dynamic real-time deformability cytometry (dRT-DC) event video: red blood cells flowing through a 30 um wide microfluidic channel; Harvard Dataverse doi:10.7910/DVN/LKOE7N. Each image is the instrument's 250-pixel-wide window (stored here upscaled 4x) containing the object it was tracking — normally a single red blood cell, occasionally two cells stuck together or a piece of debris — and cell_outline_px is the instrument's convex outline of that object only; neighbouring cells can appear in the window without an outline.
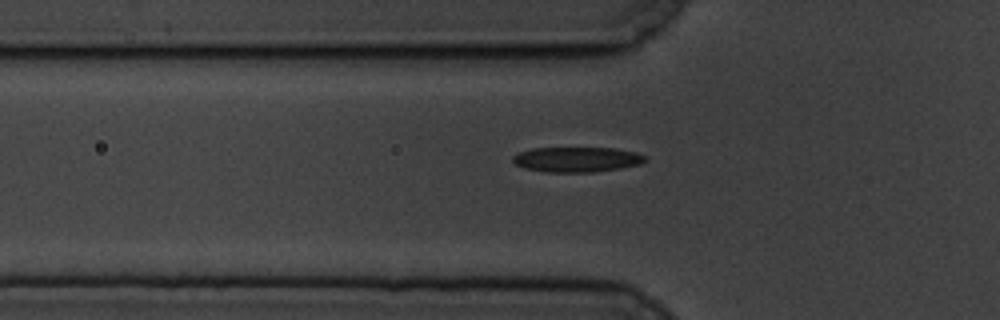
{"species": "common noctule bat (a hibernating species)", "species_latin": "Nyctalus noctula", "temperature_condition": "cold", "stored_images_in_passage": 46, "camera_frame_rate_fps": 3000, "um_per_image_px": 0.085, "animal": {"sex": "male", "body_mass_g": 19.5, "forearm_length_mm": 54.6}, "frame": {"image": 1, "passage_image": 9, "time_ms": 2.667, "image_size_px": [1000, 320], "cell_outline_px": [[648, 160], [640, 164], [620, 168], [592, 172], [544, 172], [524, 168], [516, 164], [512, 160], [512, 156], [520, 152], [532, 148], [616, 148], [636, 152], [648, 156]], "centroid_in_image_um": [49.06, 13.55], "position_along_channel_um": 76.7, "area_um2": 19.48}}
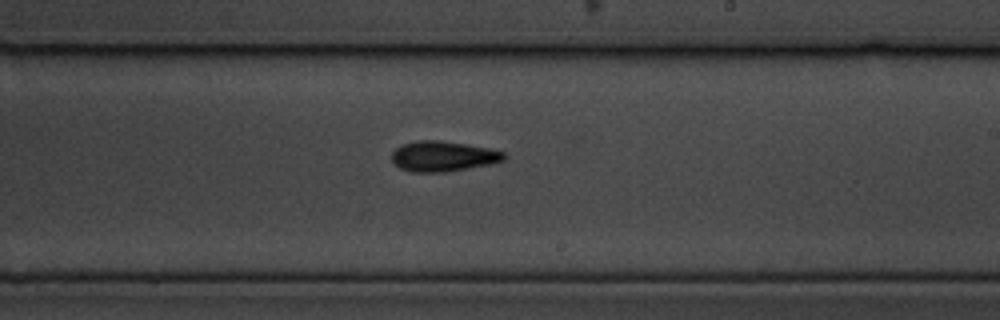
{"frame": {"image": 2, "passage_image": 24, "time_ms": 7.667, "image_size_px": [1000, 320], "cell_outline_px": [[504, 160], [488, 164], [444, 172], [412, 172], [400, 168], [392, 160], [392, 152], [396, 148], [404, 144], [416, 140], [440, 140], [488, 148], [504, 152]], "centroid_in_image_um": [37.62, 13.28], "position_along_channel_um": 251.4, "area_um2": 19.48}}
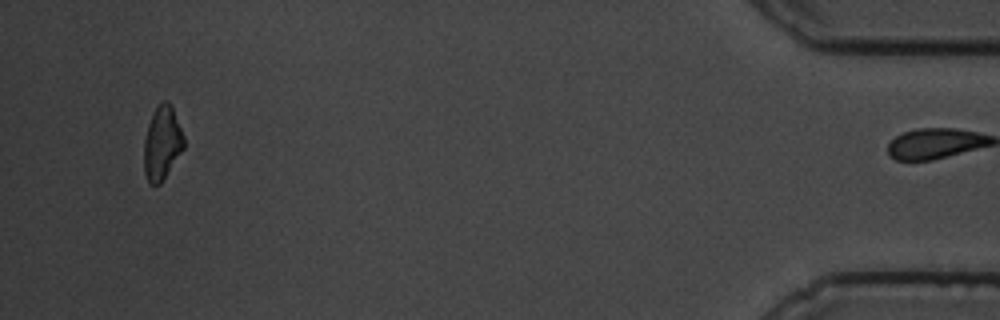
{"frame": {"image": 3, "passage_image": 45, "time_ms": 14.667, "image_size_px": [1000, 320], "cell_outline_px": [[184, 148], [160, 184], [148, 184], [144, 172], [144, 140], [148, 124], [160, 100], [168, 100], [172, 104], [184, 136]], "centroid_in_image_um": [13.78, 12.13], "position_along_channel_um": 421.4, "area_um2": 17.22}, "authors_computed_cell_mechanics": {"area_um2": 18.9873, "velocity_mm_per_s": 3.4933, "shape_relaxation_time_tau1_ms": 3.4133, "shape_relaxation_time_tau2_ms": 5.2861, "deformation_change_tau1": 0.1295, "deformation_change_tau2": 0.1013}}